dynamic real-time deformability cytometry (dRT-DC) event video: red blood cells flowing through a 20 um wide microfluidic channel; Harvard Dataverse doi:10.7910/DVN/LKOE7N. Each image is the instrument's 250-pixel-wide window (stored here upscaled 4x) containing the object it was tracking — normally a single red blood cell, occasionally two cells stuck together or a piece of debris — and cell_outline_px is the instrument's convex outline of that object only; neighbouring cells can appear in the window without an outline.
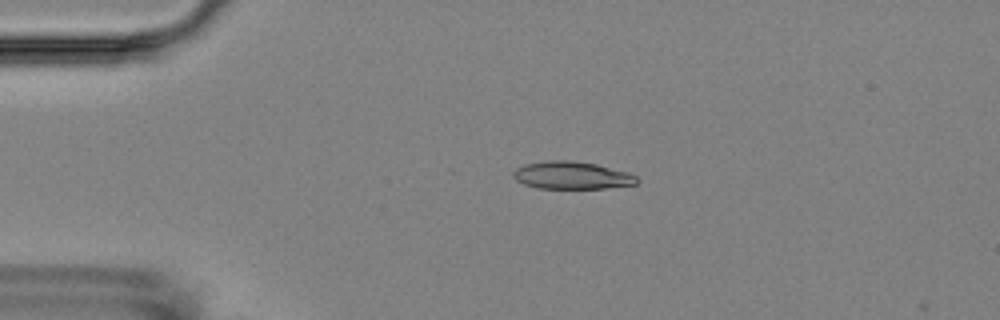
{"species": "Egyptian fruit bat (a non-hibernating species)", "species_latin": "Rousettus aegyptiacus", "temperature_condition": "room temperature", "stored_images_in_passage": 4, "camera_frame_rate_fps": 3000, "um_per_image_px": 0.085, "animal": {"sex": "female"}, "frame": {"image": 1, "passage_image": 3, "time_ms": 3.333, "image_size_px": [1000, 320], "cell_outline_px": [[640, 180], [636, 184], [608, 188], [540, 188], [524, 184], [516, 180], [512, 176], [512, 172], [516, 168], [524, 164], [548, 160], [568, 160], [596, 164], [628, 172], [636, 176]], "centroid_in_image_um": [48.6, 14.9], "position_along_channel_um": 36.4, "area_um2": 19.88}}